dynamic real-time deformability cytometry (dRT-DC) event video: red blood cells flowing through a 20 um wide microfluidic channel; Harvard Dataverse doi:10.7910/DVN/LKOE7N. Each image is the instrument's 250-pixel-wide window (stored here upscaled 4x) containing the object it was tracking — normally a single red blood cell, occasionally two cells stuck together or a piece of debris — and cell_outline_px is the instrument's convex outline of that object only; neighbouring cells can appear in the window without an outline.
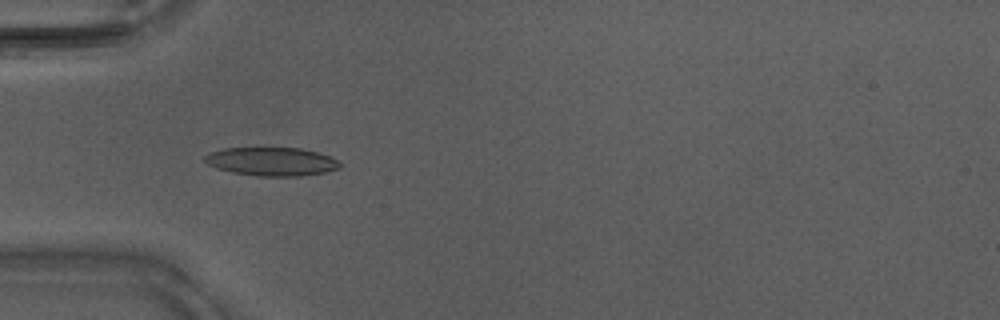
{"species": "Egyptian fruit bat (a non-hibernating species)", "species_latin": "Rousettus aegyptiacus", "temperature_condition": "warm", "stored_images_in_passage": 24, "camera_frame_rate_fps": 3000, "um_per_image_px": 0.085, "animal": {"sex": "male"}, "frame": {"image": 1, "passage_image": 4, "time_ms": 1.0, "image_size_px": [1000, 320], "cell_outline_px": [[340, 168], [324, 172], [300, 176], [256, 176], [232, 172], [216, 168], [208, 164], [204, 160], [204, 156], [212, 152], [224, 148], [300, 148], [316, 152], [340, 160]], "centroid_in_image_um": [23.09, 13.73], "position_along_channel_um": 61.9, "area_um2": 22.31}}